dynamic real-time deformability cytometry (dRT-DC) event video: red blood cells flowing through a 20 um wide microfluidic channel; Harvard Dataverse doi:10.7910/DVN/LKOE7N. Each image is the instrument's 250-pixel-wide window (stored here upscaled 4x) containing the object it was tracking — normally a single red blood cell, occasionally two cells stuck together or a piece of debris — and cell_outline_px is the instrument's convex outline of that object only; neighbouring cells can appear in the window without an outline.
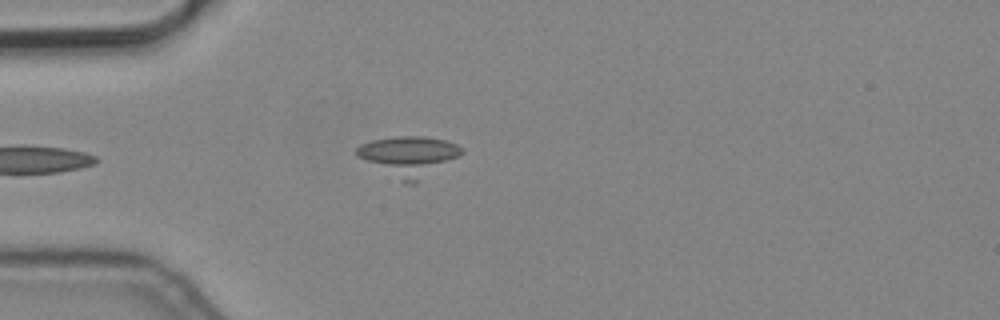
{"species": "common noctule bat (a hibernating species)", "species_latin": "Nyctalus noctula", "temperature_condition": "cold", "stored_images_in_passage": 6, "camera_frame_rate_fps": 3000, "um_per_image_px": 0.085, "animal": {"sex": "male", "body_mass_g": 19.2, "forearm_length_mm": 51.8}, "frame": {"image": 1, "passage_image": 5, "time_ms": 1.333, "image_size_px": [1000, 320], "cell_outline_px": [[464, 152], [416, 184], [408, 184], [356, 156], [356, 148], [360, 144], [372, 140], [396, 136], [424, 136], [444, 140], [456, 144], [464, 148]], "centroid_in_image_um": [34.75, 13.25], "position_along_channel_um": 50.2, "area_um2": 24.1}}